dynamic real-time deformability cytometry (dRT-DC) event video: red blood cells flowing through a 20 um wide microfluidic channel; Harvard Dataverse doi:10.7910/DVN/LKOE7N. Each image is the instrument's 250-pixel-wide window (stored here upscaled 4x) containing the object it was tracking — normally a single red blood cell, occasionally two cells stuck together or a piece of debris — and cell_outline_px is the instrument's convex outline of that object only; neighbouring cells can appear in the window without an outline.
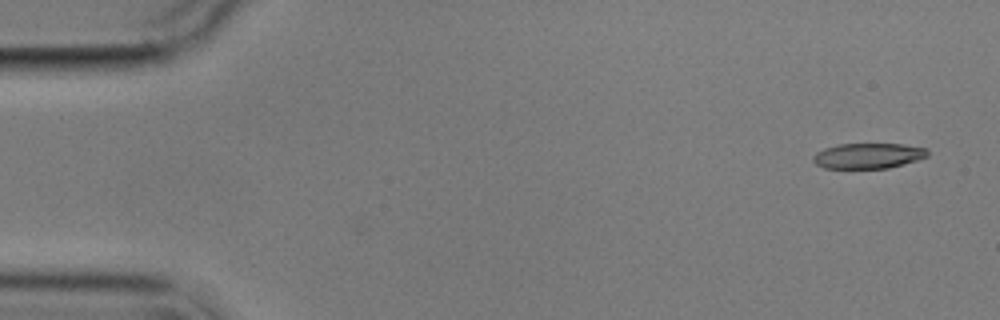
{"species": "common noctule bat (a hibernating species)", "species_latin": "Nyctalus noctula", "temperature_condition": "cold", "stored_images_in_passage": 5, "segment_of_instrument_passage": [1, 2], "camera_frame_rate_fps": 3000, "um_per_image_px": 0.085, "animal": {"sex": "male", "body_mass_g": 17.9}, "frame": {"image": 1, "passage_image": 1, "time_ms": 0.0, "image_size_px": [1000, 320], "cell_outline_px": [[928, 156], [904, 164], [888, 168], [824, 168], [816, 164], [812, 160], [812, 156], [816, 152], [824, 148], [840, 144], [904, 144], [928, 148]], "centroid_in_image_um": [73.79, 13.24], "position_along_channel_um": 11.2, "area_um2": 16.99}}